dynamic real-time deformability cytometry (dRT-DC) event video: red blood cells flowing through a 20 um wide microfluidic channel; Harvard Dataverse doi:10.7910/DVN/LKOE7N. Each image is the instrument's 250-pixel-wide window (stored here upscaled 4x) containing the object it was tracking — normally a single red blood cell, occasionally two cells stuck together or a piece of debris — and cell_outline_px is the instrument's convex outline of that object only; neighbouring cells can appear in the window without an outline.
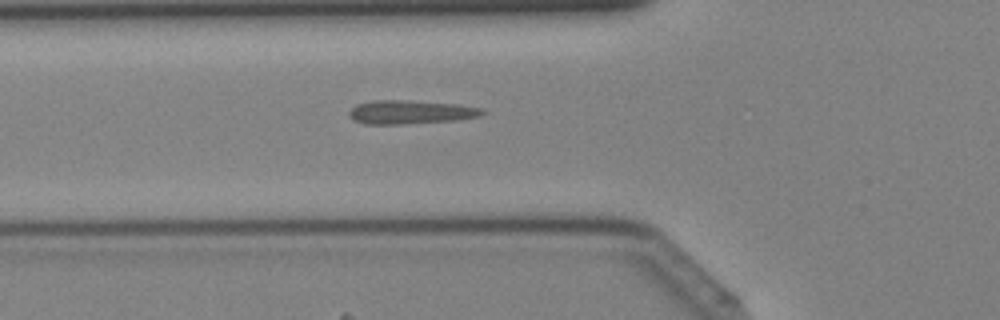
{"species": "Egyptian fruit bat (a non-hibernating species)", "species_latin": "Rousettus aegyptiacus", "temperature_condition": "cold", "stored_images_in_passage": 42, "camera_frame_rate_fps": 3000, "um_per_image_px": 0.085, "animal": {"sex": "female"}, "frame": {"image": 1, "passage_image": 15, "time_ms": 4.667, "image_size_px": [1000, 320], "cell_outline_px": [[484, 112], [480, 116], [456, 120], [400, 124], [364, 124], [352, 120], [348, 116], [348, 112], [356, 104], [372, 100], [408, 100], [460, 104], [484, 108]], "centroid_in_image_um": [34.87, 9.52], "position_along_channel_um": 90.9, "area_um2": 18.61}}
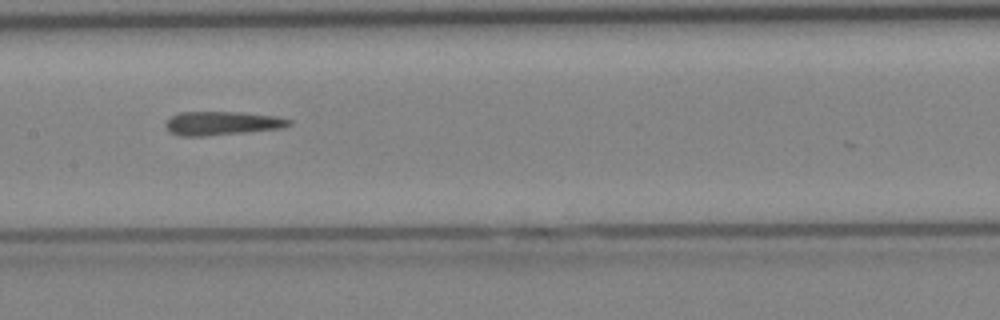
{"frame": {"image": 2, "passage_image": 21, "time_ms": 6.667, "image_size_px": [1000, 320], "cell_outline_px": [[292, 124], [280, 128], [208, 136], [180, 136], [168, 132], [164, 124], [172, 116], [180, 112], [240, 112], [280, 116], [292, 120]], "centroid_in_image_um": [18.87, 10.47], "position_along_channel_um": 188.5, "area_um2": 17.17}}
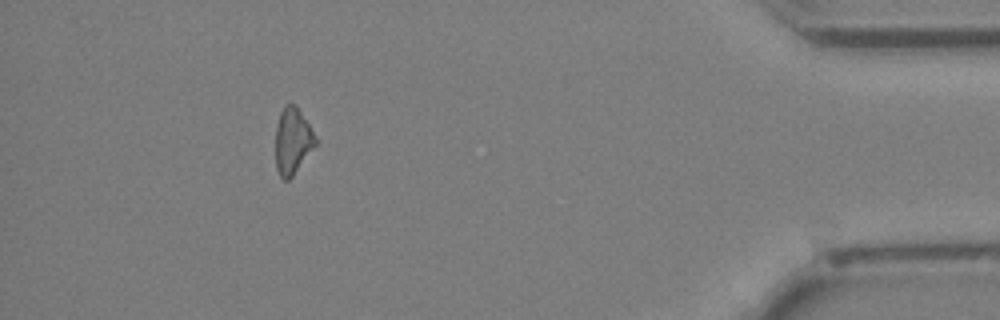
{"frame": {"image": 3, "passage_image": 38, "time_ms": 12.333, "image_size_px": [1000, 320], "cell_outline_px": [[316, 144], [292, 176], [288, 180], [284, 180], [280, 176], [276, 168], [276, 128], [280, 112], [284, 104], [292, 104], [300, 112], [316, 136]], "centroid_in_image_um": [24.85, 11.99], "position_along_channel_um": 410.4, "area_um2": 15.03}}